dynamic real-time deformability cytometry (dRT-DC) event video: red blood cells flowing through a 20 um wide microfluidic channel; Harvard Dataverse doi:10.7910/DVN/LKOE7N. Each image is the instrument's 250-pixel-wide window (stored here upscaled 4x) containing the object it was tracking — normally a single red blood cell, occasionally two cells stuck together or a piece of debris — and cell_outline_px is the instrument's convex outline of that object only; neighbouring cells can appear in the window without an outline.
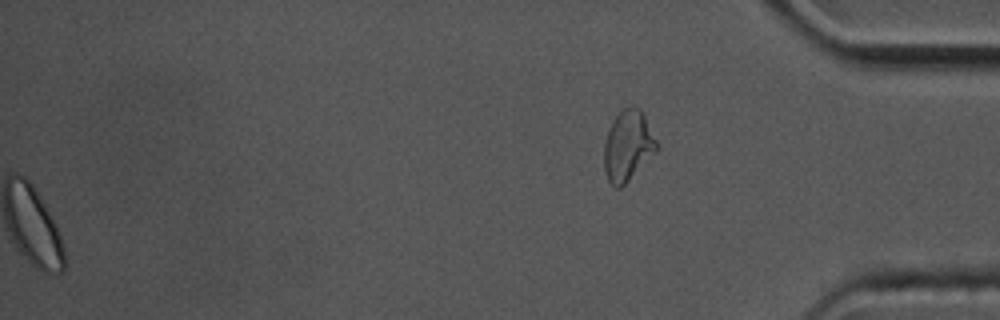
{"species": "common noctule bat (a hibernating species)", "species_latin": "Nyctalus noctula", "temperature_condition": "cold", "stored_images_in_passage": 51, "segment_of_instrument_passage": [2, 2], "camera_frame_rate_fps": 3000, "um_per_image_px": 0.085, "animal": {"sex": "male", "body_mass_g": 17.5, "forearm_length_mm": 52.3}, "frame": {"image": 1, "passage_image": 51, "time_ms": 16.667, "image_size_px": [1000, 320], "cell_outline_px": [[656, 152], [620, 188], [616, 188], [608, 180], [604, 172], [604, 144], [608, 128], [612, 120], [624, 108], [632, 104], [640, 108], [656, 140]], "centroid_in_image_um": [53.33, 12.37], "position_along_channel_um": 381.9, "area_um2": 21.39}}